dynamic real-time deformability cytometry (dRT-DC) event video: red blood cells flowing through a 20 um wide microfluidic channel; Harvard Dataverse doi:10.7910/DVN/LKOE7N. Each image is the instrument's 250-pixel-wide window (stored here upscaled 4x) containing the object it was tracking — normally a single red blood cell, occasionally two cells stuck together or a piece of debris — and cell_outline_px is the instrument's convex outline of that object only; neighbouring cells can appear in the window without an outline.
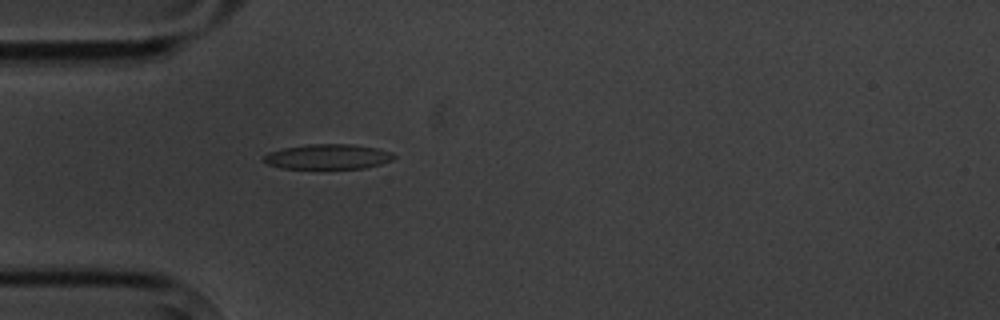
{"species": "common noctule bat (a hibernating species)", "species_latin": "Nyctalus noctula", "temperature_condition": "cold", "stored_images_in_passage": 1, "camera_frame_rate_fps": 3000, "um_per_image_px": 0.085, "animal": {"sex": "male", "body_mass_g": 20.1, "forearm_length_mm": 53.5}, "frame": {"image": 1, "passage_image": 1, "time_ms": 0.0, "image_size_px": [1000, 320], "cell_outline_px": [[396, 156], [392, 160], [380, 164], [364, 168], [280, 168], [268, 164], [260, 160], [268, 152], [284, 148], [308, 144], [352, 144], [376, 148], [392, 152]], "centroid_in_image_um": [27.85, 13.31], "position_along_channel_um": 57.2, "area_um2": 18.96}}